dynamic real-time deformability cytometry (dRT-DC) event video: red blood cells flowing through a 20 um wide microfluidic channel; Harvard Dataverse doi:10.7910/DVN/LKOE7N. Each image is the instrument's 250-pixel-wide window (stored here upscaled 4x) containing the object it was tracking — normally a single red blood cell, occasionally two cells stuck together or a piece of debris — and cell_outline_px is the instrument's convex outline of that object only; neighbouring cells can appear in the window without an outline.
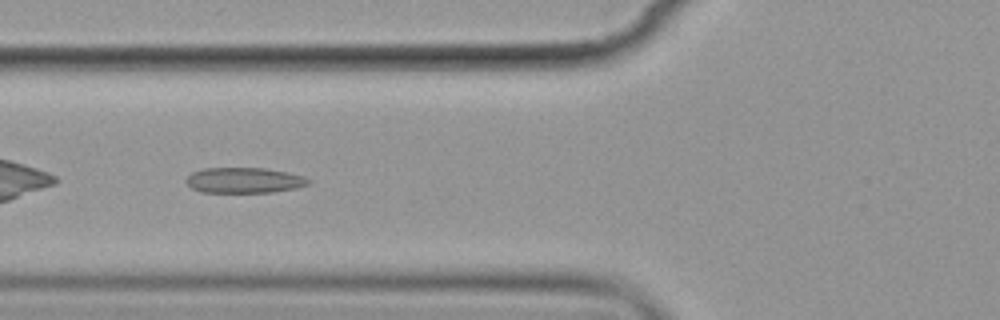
{"species": "common noctule bat (a hibernating species)", "species_latin": "Nyctalus noctula", "temperature_condition": "cold", "stored_images_in_passage": 10, "camera_frame_rate_fps": 3000, "um_per_image_px": 0.085, "animal": {"sex": "female", "body_mass_g": 19.9}, "frame": {"image": 1, "passage_image": 5, "time_ms": 5.667, "image_size_px": [1000, 320], "cell_outline_px": [[312, 184], [296, 188], [272, 192], [200, 192], [192, 188], [184, 180], [192, 172], [204, 168], [264, 168], [288, 172], [304, 176], [312, 180]], "centroid_in_image_um": [20.79, 15.32], "position_along_channel_um": 105.0, "area_um2": 18.32}}
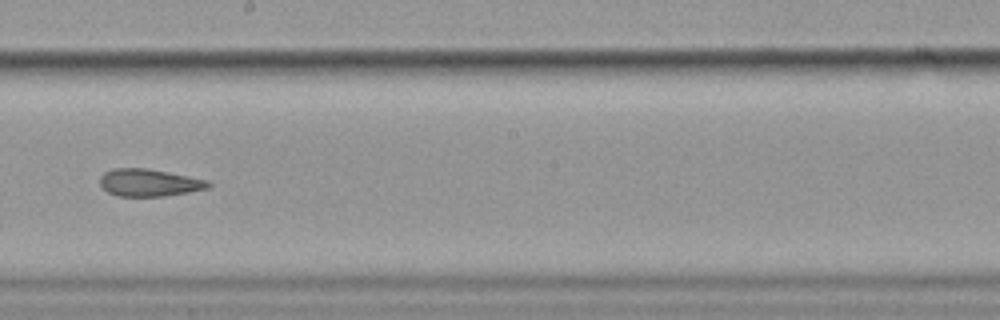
{"frame": {"image": 2, "passage_image": 8, "time_ms": 9.333, "image_size_px": [1000, 320], "cell_outline_px": [[212, 184], [208, 188], [188, 192], [164, 196], [116, 196], [108, 192], [100, 184], [100, 176], [104, 172], [112, 168], [148, 168], [208, 180]], "centroid_in_image_um": [12.66, 15.52], "position_along_channel_um": 235.5, "area_um2": 17.28}}
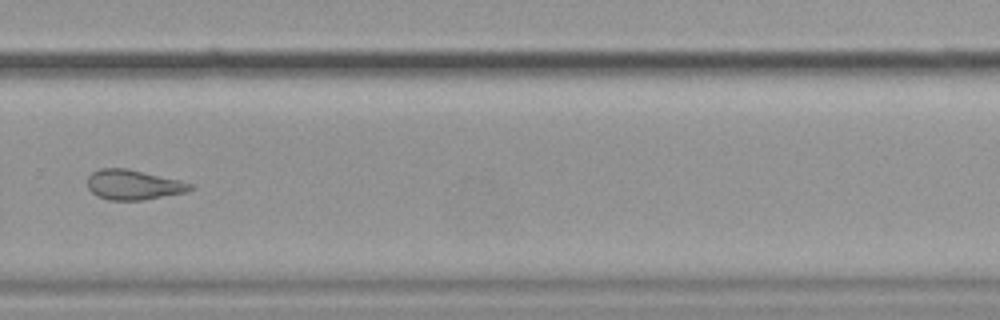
{"frame": {"image": 3, "passage_image": 10, "time_ms": 11.667, "image_size_px": [1000, 320], "cell_outline_px": [[196, 188], [184, 192], [144, 200], [108, 200], [96, 196], [88, 188], [88, 176], [92, 172], [100, 168], [124, 168], [180, 180], [196, 184]], "centroid_in_image_um": [11.35, 15.71], "position_along_channel_um": 318.4, "area_um2": 17.98}}